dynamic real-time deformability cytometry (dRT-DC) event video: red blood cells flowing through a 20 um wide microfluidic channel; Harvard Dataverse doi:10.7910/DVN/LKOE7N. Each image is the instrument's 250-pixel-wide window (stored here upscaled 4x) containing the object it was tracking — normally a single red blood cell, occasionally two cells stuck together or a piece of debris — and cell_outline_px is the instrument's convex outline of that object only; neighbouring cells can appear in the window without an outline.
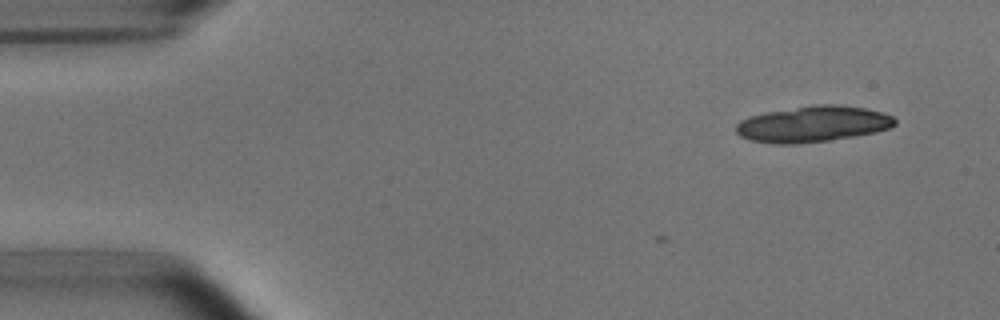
{"species": "common noctule bat (a hibernating species)", "species_latin": "Nyctalus noctula", "temperature_condition": "room temperature", "stored_images_in_passage": 4, "camera_frame_rate_fps": 3000, "um_per_image_px": 0.085, "animal": {"sex": "male", "body_mass_g": 15.6}, "frame": {"image": 1, "passage_image": 1, "time_ms": 0.0, "image_size_px": [1000, 320], "cell_outline_px": [[896, 124], [892, 128], [876, 132], [828, 140], [796, 144], [772, 144], [752, 140], [740, 136], [736, 132], [736, 124], [740, 120], [748, 116], [768, 112], [816, 104], [840, 104], [864, 108], [884, 112], [892, 116], [896, 120]], "centroid_in_image_um": [69.11, 10.54], "position_along_channel_um": 15.9, "area_um2": 33.41}}